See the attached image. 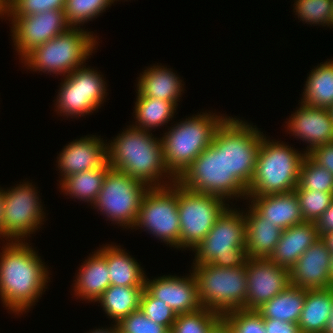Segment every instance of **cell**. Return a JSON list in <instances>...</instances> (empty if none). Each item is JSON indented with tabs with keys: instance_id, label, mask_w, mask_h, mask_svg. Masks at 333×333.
Returning a JSON list of instances; mask_svg holds the SVG:
<instances>
[{
	"instance_id": "obj_8",
	"label": "cell",
	"mask_w": 333,
	"mask_h": 333,
	"mask_svg": "<svg viewBox=\"0 0 333 333\" xmlns=\"http://www.w3.org/2000/svg\"><path fill=\"white\" fill-rule=\"evenodd\" d=\"M199 302L202 307L224 313L245 309L247 298L246 262L243 266L222 268L211 264L193 265Z\"/></svg>"
},
{
	"instance_id": "obj_7",
	"label": "cell",
	"mask_w": 333,
	"mask_h": 333,
	"mask_svg": "<svg viewBox=\"0 0 333 333\" xmlns=\"http://www.w3.org/2000/svg\"><path fill=\"white\" fill-rule=\"evenodd\" d=\"M244 212L228 207L205 238L193 249L194 265L211 264L222 268L243 266L246 223Z\"/></svg>"
},
{
	"instance_id": "obj_3",
	"label": "cell",
	"mask_w": 333,
	"mask_h": 333,
	"mask_svg": "<svg viewBox=\"0 0 333 333\" xmlns=\"http://www.w3.org/2000/svg\"><path fill=\"white\" fill-rule=\"evenodd\" d=\"M183 187L222 199L247 198V189L230 173L226 162V120L212 143L176 180Z\"/></svg>"
},
{
	"instance_id": "obj_12",
	"label": "cell",
	"mask_w": 333,
	"mask_h": 333,
	"mask_svg": "<svg viewBox=\"0 0 333 333\" xmlns=\"http://www.w3.org/2000/svg\"><path fill=\"white\" fill-rule=\"evenodd\" d=\"M37 194L28 182L4 190L2 237L6 241H25L24 237L28 238L43 224L45 213Z\"/></svg>"
},
{
	"instance_id": "obj_4",
	"label": "cell",
	"mask_w": 333,
	"mask_h": 333,
	"mask_svg": "<svg viewBox=\"0 0 333 333\" xmlns=\"http://www.w3.org/2000/svg\"><path fill=\"white\" fill-rule=\"evenodd\" d=\"M202 114L181 121L160 138L165 166L177 180L192 162L212 143L227 116Z\"/></svg>"
},
{
	"instance_id": "obj_22",
	"label": "cell",
	"mask_w": 333,
	"mask_h": 333,
	"mask_svg": "<svg viewBox=\"0 0 333 333\" xmlns=\"http://www.w3.org/2000/svg\"><path fill=\"white\" fill-rule=\"evenodd\" d=\"M320 238L314 222L304 221L282 231L269 259L278 266L290 268L302 254Z\"/></svg>"
},
{
	"instance_id": "obj_46",
	"label": "cell",
	"mask_w": 333,
	"mask_h": 333,
	"mask_svg": "<svg viewBox=\"0 0 333 333\" xmlns=\"http://www.w3.org/2000/svg\"><path fill=\"white\" fill-rule=\"evenodd\" d=\"M90 333H120L119 328L117 327V325L114 323V325L112 324V327H109V329H96L91 331Z\"/></svg>"
},
{
	"instance_id": "obj_48",
	"label": "cell",
	"mask_w": 333,
	"mask_h": 333,
	"mask_svg": "<svg viewBox=\"0 0 333 333\" xmlns=\"http://www.w3.org/2000/svg\"><path fill=\"white\" fill-rule=\"evenodd\" d=\"M3 197L4 189L0 188V237H2Z\"/></svg>"
},
{
	"instance_id": "obj_2",
	"label": "cell",
	"mask_w": 333,
	"mask_h": 333,
	"mask_svg": "<svg viewBox=\"0 0 333 333\" xmlns=\"http://www.w3.org/2000/svg\"><path fill=\"white\" fill-rule=\"evenodd\" d=\"M107 162L110 168L125 172L150 188L168 186L176 181L165 166L161 140L149 131L133 126L107 143ZM165 176L170 181L168 184L161 182Z\"/></svg>"
},
{
	"instance_id": "obj_43",
	"label": "cell",
	"mask_w": 333,
	"mask_h": 333,
	"mask_svg": "<svg viewBox=\"0 0 333 333\" xmlns=\"http://www.w3.org/2000/svg\"><path fill=\"white\" fill-rule=\"evenodd\" d=\"M266 333H301L297 323L264 318Z\"/></svg>"
},
{
	"instance_id": "obj_10",
	"label": "cell",
	"mask_w": 333,
	"mask_h": 333,
	"mask_svg": "<svg viewBox=\"0 0 333 333\" xmlns=\"http://www.w3.org/2000/svg\"><path fill=\"white\" fill-rule=\"evenodd\" d=\"M149 188L147 184L125 172L109 168L93 207L105 214L108 220L115 222L114 224L132 229Z\"/></svg>"
},
{
	"instance_id": "obj_50",
	"label": "cell",
	"mask_w": 333,
	"mask_h": 333,
	"mask_svg": "<svg viewBox=\"0 0 333 333\" xmlns=\"http://www.w3.org/2000/svg\"><path fill=\"white\" fill-rule=\"evenodd\" d=\"M323 238L326 240L330 251L333 253V231L326 234Z\"/></svg>"
},
{
	"instance_id": "obj_47",
	"label": "cell",
	"mask_w": 333,
	"mask_h": 333,
	"mask_svg": "<svg viewBox=\"0 0 333 333\" xmlns=\"http://www.w3.org/2000/svg\"><path fill=\"white\" fill-rule=\"evenodd\" d=\"M332 305H333V287H332ZM323 333H333V306H332L330 318L327 322L326 328Z\"/></svg>"
},
{
	"instance_id": "obj_53",
	"label": "cell",
	"mask_w": 333,
	"mask_h": 333,
	"mask_svg": "<svg viewBox=\"0 0 333 333\" xmlns=\"http://www.w3.org/2000/svg\"><path fill=\"white\" fill-rule=\"evenodd\" d=\"M331 4H332V12H333V0H331Z\"/></svg>"
},
{
	"instance_id": "obj_19",
	"label": "cell",
	"mask_w": 333,
	"mask_h": 333,
	"mask_svg": "<svg viewBox=\"0 0 333 333\" xmlns=\"http://www.w3.org/2000/svg\"><path fill=\"white\" fill-rule=\"evenodd\" d=\"M287 123V129L298 139L309 144L306 154L315 147L333 142V119L330 109L301 106L291 114Z\"/></svg>"
},
{
	"instance_id": "obj_5",
	"label": "cell",
	"mask_w": 333,
	"mask_h": 333,
	"mask_svg": "<svg viewBox=\"0 0 333 333\" xmlns=\"http://www.w3.org/2000/svg\"><path fill=\"white\" fill-rule=\"evenodd\" d=\"M264 136L256 159L247 196H265L293 191L299 183L300 166L306 153Z\"/></svg>"
},
{
	"instance_id": "obj_24",
	"label": "cell",
	"mask_w": 333,
	"mask_h": 333,
	"mask_svg": "<svg viewBox=\"0 0 333 333\" xmlns=\"http://www.w3.org/2000/svg\"><path fill=\"white\" fill-rule=\"evenodd\" d=\"M137 84V92L140 96L172 101L178 106L179 98L184 84L182 80L172 72L171 68L154 65L142 72Z\"/></svg>"
},
{
	"instance_id": "obj_26",
	"label": "cell",
	"mask_w": 333,
	"mask_h": 333,
	"mask_svg": "<svg viewBox=\"0 0 333 333\" xmlns=\"http://www.w3.org/2000/svg\"><path fill=\"white\" fill-rule=\"evenodd\" d=\"M78 273L73 290L83 300L96 302L111 285L107 261L97 251L84 261Z\"/></svg>"
},
{
	"instance_id": "obj_28",
	"label": "cell",
	"mask_w": 333,
	"mask_h": 333,
	"mask_svg": "<svg viewBox=\"0 0 333 333\" xmlns=\"http://www.w3.org/2000/svg\"><path fill=\"white\" fill-rule=\"evenodd\" d=\"M305 299L306 288L289 285L271 300L263 303L256 311L263 318L298 324Z\"/></svg>"
},
{
	"instance_id": "obj_52",
	"label": "cell",
	"mask_w": 333,
	"mask_h": 333,
	"mask_svg": "<svg viewBox=\"0 0 333 333\" xmlns=\"http://www.w3.org/2000/svg\"><path fill=\"white\" fill-rule=\"evenodd\" d=\"M333 119V105L329 108Z\"/></svg>"
},
{
	"instance_id": "obj_36",
	"label": "cell",
	"mask_w": 333,
	"mask_h": 333,
	"mask_svg": "<svg viewBox=\"0 0 333 333\" xmlns=\"http://www.w3.org/2000/svg\"><path fill=\"white\" fill-rule=\"evenodd\" d=\"M294 4V13L300 21L310 25L333 26L331 0H296Z\"/></svg>"
},
{
	"instance_id": "obj_25",
	"label": "cell",
	"mask_w": 333,
	"mask_h": 333,
	"mask_svg": "<svg viewBox=\"0 0 333 333\" xmlns=\"http://www.w3.org/2000/svg\"><path fill=\"white\" fill-rule=\"evenodd\" d=\"M97 252L107 261L111 285L145 287L143 268L120 246L105 245Z\"/></svg>"
},
{
	"instance_id": "obj_45",
	"label": "cell",
	"mask_w": 333,
	"mask_h": 333,
	"mask_svg": "<svg viewBox=\"0 0 333 333\" xmlns=\"http://www.w3.org/2000/svg\"><path fill=\"white\" fill-rule=\"evenodd\" d=\"M208 333H233L231 326L228 322L221 317L209 330Z\"/></svg>"
},
{
	"instance_id": "obj_16",
	"label": "cell",
	"mask_w": 333,
	"mask_h": 333,
	"mask_svg": "<svg viewBox=\"0 0 333 333\" xmlns=\"http://www.w3.org/2000/svg\"><path fill=\"white\" fill-rule=\"evenodd\" d=\"M246 278V310H256L290 285L289 269L269 258H247Z\"/></svg>"
},
{
	"instance_id": "obj_1",
	"label": "cell",
	"mask_w": 333,
	"mask_h": 333,
	"mask_svg": "<svg viewBox=\"0 0 333 333\" xmlns=\"http://www.w3.org/2000/svg\"><path fill=\"white\" fill-rule=\"evenodd\" d=\"M29 245L9 241L0 253V299L16 314L32 308L45 292L49 278L47 266Z\"/></svg>"
},
{
	"instance_id": "obj_33",
	"label": "cell",
	"mask_w": 333,
	"mask_h": 333,
	"mask_svg": "<svg viewBox=\"0 0 333 333\" xmlns=\"http://www.w3.org/2000/svg\"><path fill=\"white\" fill-rule=\"evenodd\" d=\"M295 189L333 193V174L306 154L300 166L299 183Z\"/></svg>"
},
{
	"instance_id": "obj_30",
	"label": "cell",
	"mask_w": 333,
	"mask_h": 333,
	"mask_svg": "<svg viewBox=\"0 0 333 333\" xmlns=\"http://www.w3.org/2000/svg\"><path fill=\"white\" fill-rule=\"evenodd\" d=\"M304 86L300 103L329 109L333 105V60L312 69Z\"/></svg>"
},
{
	"instance_id": "obj_49",
	"label": "cell",
	"mask_w": 333,
	"mask_h": 333,
	"mask_svg": "<svg viewBox=\"0 0 333 333\" xmlns=\"http://www.w3.org/2000/svg\"><path fill=\"white\" fill-rule=\"evenodd\" d=\"M8 15V0H0V16Z\"/></svg>"
},
{
	"instance_id": "obj_23",
	"label": "cell",
	"mask_w": 333,
	"mask_h": 333,
	"mask_svg": "<svg viewBox=\"0 0 333 333\" xmlns=\"http://www.w3.org/2000/svg\"><path fill=\"white\" fill-rule=\"evenodd\" d=\"M247 258H269L279 242L282 229L265 221L251 205L245 213Z\"/></svg>"
},
{
	"instance_id": "obj_35",
	"label": "cell",
	"mask_w": 333,
	"mask_h": 333,
	"mask_svg": "<svg viewBox=\"0 0 333 333\" xmlns=\"http://www.w3.org/2000/svg\"><path fill=\"white\" fill-rule=\"evenodd\" d=\"M114 2V0H66L65 18L70 26H81V24L97 18Z\"/></svg>"
},
{
	"instance_id": "obj_44",
	"label": "cell",
	"mask_w": 333,
	"mask_h": 333,
	"mask_svg": "<svg viewBox=\"0 0 333 333\" xmlns=\"http://www.w3.org/2000/svg\"><path fill=\"white\" fill-rule=\"evenodd\" d=\"M320 237L333 231V201L328 209L315 222Z\"/></svg>"
},
{
	"instance_id": "obj_34",
	"label": "cell",
	"mask_w": 333,
	"mask_h": 333,
	"mask_svg": "<svg viewBox=\"0 0 333 333\" xmlns=\"http://www.w3.org/2000/svg\"><path fill=\"white\" fill-rule=\"evenodd\" d=\"M221 317L216 311L204 307L191 313L178 314L170 333H208Z\"/></svg>"
},
{
	"instance_id": "obj_29",
	"label": "cell",
	"mask_w": 333,
	"mask_h": 333,
	"mask_svg": "<svg viewBox=\"0 0 333 333\" xmlns=\"http://www.w3.org/2000/svg\"><path fill=\"white\" fill-rule=\"evenodd\" d=\"M145 287L110 285L97 299L104 312L118 323L131 312L139 310Z\"/></svg>"
},
{
	"instance_id": "obj_51",
	"label": "cell",
	"mask_w": 333,
	"mask_h": 333,
	"mask_svg": "<svg viewBox=\"0 0 333 333\" xmlns=\"http://www.w3.org/2000/svg\"><path fill=\"white\" fill-rule=\"evenodd\" d=\"M331 278H332V283H333V253H332V258H331Z\"/></svg>"
},
{
	"instance_id": "obj_6",
	"label": "cell",
	"mask_w": 333,
	"mask_h": 333,
	"mask_svg": "<svg viewBox=\"0 0 333 333\" xmlns=\"http://www.w3.org/2000/svg\"><path fill=\"white\" fill-rule=\"evenodd\" d=\"M80 27H70L51 40L33 49L23 59L33 71L53 74H70L83 66L96 50V36ZM24 60V61H23Z\"/></svg>"
},
{
	"instance_id": "obj_21",
	"label": "cell",
	"mask_w": 333,
	"mask_h": 333,
	"mask_svg": "<svg viewBox=\"0 0 333 333\" xmlns=\"http://www.w3.org/2000/svg\"><path fill=\"white\" fill-rule=\"evenodd\" d=\"M251 206L265 221L285 230L304 222L295 190L265 196H247Z\"/></svg>"
},
{
	"instance_id": "obj_27",
	"label": "cell",
	"mask_w": 333,
	"mask_h": 333,
	"mask_svg": "<svg viewBox=\"0 0 333 333\" xmlns=\"http://www.w3.org/2000/svg\"><path fill=\"white\" fill-rule=\"evenodd\" d=\"M332 306V287L306 289V299L298 322L301 333H323Z\"/></svg>"
},
{
	"instance_id": "obj_42",
	"label": "cell",
	"mask_w": 333,
	"mask_h": 333,
	"mask_svg": "<svg viewBox=\"0 0 333 333\" xmlns=\"http://www.w3.org/2000/svg\"><path fill=\"white\" fill-rule=\"evenodd\" d=\"M308 155L317 164L333 174V142L315 147Z\"/></svg>"
},
{
	"instance_id": "obj_15",
	"label": "cell",
	"mask_w": 333,
	"mask_h": 333,
	"mask_svg": "<svg viewBox=\"0 0 333 333\" xmlns=\"http://www.w3.org/2000/svg\"><path fill=\"white\" fill-rule=\"evenodd\" d=\"M7 17L12 20V40L21 60L36 47L71 27L63 10Z\"/></svg>"
},
{
	"instance_id": "obj_20",
	"label": "cell",
	"mask_w": 333,
	"mask_h": 333,
	"mask_svg": "<svg viewBox=\"0 0 333 333\" xmlns=\"http://www.w3.org/2000/svg\"><path fill=\"white\" fill-rule=\"evenodd\" d=\"M81 137L66 145L57 157L64 178L79 172L100 168L107 161V144L96 136Z\"/></svg>"
},
{
	"instance_id": "obj_11",
	"label": "cell",
	"mask_w": 333,
	"mask_h": 333,
	"mask_svg": "<svg viewBox=\"0 0 333 333\" xmlns=\"http://www.w3.org/2000/svg\"><path fill=\"white\" fill-rule=\"evenodd\" d=\"M146 228L167 245L180 248V218L177 191L171 186L151 187L144 195L133 226Z\"/></svg>"
},
{
	"instance_id": "obj_18",
	"label": "cell",
	"mask_w": 333,
	"mask_h": 333,
	"mask_svg": "<svg viewBox=\"0 0 333 333\" xmlns=\"http://www.w3.org/2000/svg\"><path fill=\"white\" fill-rule=\"evenodd\" d=\"M145 289L156 299L165 302L175 313H191L202 306L199 302L196 279L188 277L160 276L153 280L145 279Z\"/></svg>"
},
{
	"instance_id": "obj_32",
	"label": "cell",
	"mask_w": 333,
	"mask_h": 333,
	"mask_svg": "<svg viewBox=\"0 0 333 333\" xmlns=\"http://www.w3.org/2000/svg\"><path fill=\"white\" fill-rule=\"evenodd\" d=\"M135 125L137 129L151 131L172 120L177 106L172 101L140 96L137 93L135 103Z\"/></svg>"
},
{
	"instance_id": "obj_9",
	"label": "cell",
	"mask_w": 333,
	"mask_h": 333,
	"mask_svg": "<svg viewBox=\"0 0 333 333\" xmlns=\"http://www.w3.org/2000/svg\"><path fill=\"white\" fill-rule=\"evenodd\" d=\"M170 185L177 191L180 248L193 250L230 205L218 196L189 190L177 181Z\"/></svg>"
},
{
	"instance_id": "obj_13",
	"label": "cell",
	"mask_w": 333,
	"mask_h": 333,
	"mask_svg": "<svg viewBox=\"0 0 333 333\" xmlns=\"http://www.w3.org/2000/svg\"><path fill=\"white\" fill-rule=\"evenodd\" d=\"M64 77L55 103L60 115L75 118L101 107L107 95L103 75L83 65Z\"/></svg>"
},
{
	"instance_id": "obj_38",
	"label": "cell",
	"mask_w": 333,
	"mask_h": 333,
	"mask_svg": "<svg viewBox=\"0 0 333 333\" xmlns=\"http://www.w3.org/2000/svg\"><path fill=\"white\" fill-rule=\"evenodd\" d=\"M233 333H266L264 318L256 310L236 309L222 315Z\"/></svg>"
},
{
	"instance_id": "obj_39",
	"label": "cell",
	"mask_w": 333,
	"mask_h": 333,
	"mask_svg": "<svg viewBox=\"0 0 333 333\" xmlns=\"http://www.w3.org/2000/svg\"><path fill=\"white\" fill-rule=\"evenodd\" d=\"M139 309L151 321L164 325L169 330H171L177 316L165 302L154 298L146 289L142 293Z\"/></svg>"
},
{
	"instance_id": "obj_14",
	"label": "cell",
	"mask_w": 333,
	"mask_h": 333,
	"mask_svg": "<svg viewBox=\"0 0 333 333\" xmlns=\"http://www.w3.org/2000/svg\"><path fill=\"white\" fill-rule=\"evenodd\" d=\"M238 118L226 119V162L232 175L247 189L264 137L256 126ZM256 127V128H254Z\"/></svg>"
},
{
	"instance_id": "obj_31",
	"label": "cell",
	"mask_w": 333,
	"mask_h": 333,
	"mask_svg": "<svg viewBox=\"0 0 333 333\" xmlns=\"http://www.w3.org/2000/svg\"><path fill=\"white\" fill-rule=\"evenodd\" d=\"M110 168L106 161L100 168L91 169L84 172L71 175L64 178L60 182V189L66 196L87 201V203H95L98 194L102 188L107 170Z\"/></svg>"
},
{
	"instance_id": "obj_41",
	"label": "cell",
	"mask_w": 333,
	"mask_h": 333,
	"mask_svg": "<svg viewBox=\"0 0 333 333\" xmlns=\"http://www.w3.org/2000/svg\"><path fill=\"white\" fill-rule=\"evenodd\" d=\"M116 325L120 333H170L166 326L151 321L140 309L131 312Z\"/></svg>"
},
{
	"instance_id": "obj_37",
	"label": "cell",
	"mask_w": 333,
	"mask_h": 333,
	"mask_svg": "<svg viewBox=\"0 0 333 333\" xmlns=\"http://www.w3.org/2000/svg\"><path fill=\"white\" fill-rule=\"evenodd\" d=\"M304 221L316 222L333 201V193L294 189Z\"/></svg>"
},
{
	"instance_id": "obj_40",
	"label": "cell",
	"mask_w": 333,
	"mask_h": 333,
	"mask_svg": "<svg viewBox=\"0 0 333 333\" xmlns=\"http://www.w3.org/2000/svg\"><path fill=\"white\" fill-rule=\"evenodd\" d=\"M66 0H8L7 16H27L50 10L65 9Z\"/></svg>"
},
{
	"instance_id": "obj_17",
	"label": "cell",
	"mask_w": 333,
	"mask_h": 333,
	"mask_svg": "<svg viewBox=\"0 0 333 333\" xmlns=\"http://www.w3.org/2000/svg\"><path fill=\"white\" fill-rule=\"evenodd\" d=\"M331 258L326 240L320 237L290 268V285L306 289L333 287Z\"/></svg>"
}]
</instances>
